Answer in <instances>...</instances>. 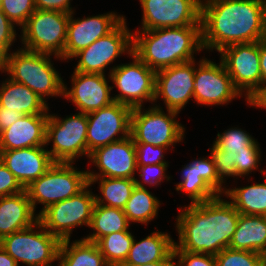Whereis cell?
Here are the masks:
<instances>
[{
  "label": "cell",
  "instance_id": "cell-24",
  "mask_svg": "<svg viewBox=\"0 0 266 266\" xmlns=\"http://www.w3.org/2000/svg\"><path fill=\"white\" fill-rule=\"evenodd\" d=\"M49 114H30L0 133V151L46 146V123Z\"/></svg>",
  "mask_w": 266,
  "mask_h": 266
},
{
  "label": "cell",
  "instance_id": "cell-40",
  "mask_svg": "<svg viewBox=\"0 0 266 266\" xmlns=\"http://www.w3.org/2000/svg\"><path fill=\"white\" fill-rule=\"evenodd\" d=\"M213 158L218 178L225 184L226 178H236V164H231L228 153L217 147L214 143L208 148Z\"/></svg>",
  "mask_w": 266,
  "mask_h": 266
},
{
  "label": "cell",
  "instance_id": "cell-39",
  "mask_svg": "<svg viewBox=\"0 0 266 266\" xmlns=\"http://www.w3.org/2000/svg\"><path fill=\"white\" fill-rule=\"evenodd\" d=\"M137 166L169 164L166 161L165 153L169 150L166 147L154 146L151 144H135Z\"/></svg>",
  "mask_w": 266,
  "mask_h": 266
},
{
  "label": "cell",
  "instance_id": "cell-25",
  "mask_svg": "<svg viewBox=\"0 0 266 266\" xmlns=\"http://www.w3.org/2000/svg\"><path fill=\"white\" fill-rule=\"evenodd\" d=\"M38 221L26 190L0 198V240Z\"/></svg>",
  "mask_w": 266,
  "mask_h": 266
},
{
  "label": "cell",
  "instance_id": "cell-11",
  "mask_svg": "<svg viewBox=\"0 0 266 266\" xmlns=\"http://www.w3.org/2000/svg\"><path fill=\"white\" fill-rule=\"evenodd\" d=\"M133 62L121 63L110 67L108 75L111 85L117 88L119 94L113 100L132 108L143 107L144 102L153 104L155 96V75L156 72L142 62L135 54H130Z\"/></svg>",
  "mask_w": 266,
  "mask_h": 266
},
{
  "label": "cell",
  "instance_id": "cell-15",
  "mask_svg": "<svg viewBox=\"0 0 266 266\" xmlns=\"http://www.w3.org/2000/svg\"><path fill=\"white\" fill-rule=\"evenodd\" d=\"M194 75V102L198 105H228L235 98L243 97L236 89L223 63L200 58Z\"/></svg>",
  "mask_w": 266,
  "mask_h": 266
},
{
  "label": "cell",
  "instance_id": "cell-7",
  "mask_svg": "<svg viewBox=\"0 0 266 266\" xmlns=\"http://www.w3.org/2000/svg\"><path fill=\"white\" fill-rule=\"evenodd\" d=\"M0 245L18 265L21 262L26 266H52L58 261L61 240L38 220L28 228L4 236Z\"/></svg>",
  "mask_w": 266,
  "mask_h": 266
},
{
  "label": "cell",
  "instance_id": "cell-45",
  "mask_svg": "<svg viewBox=\"0 0 266 266\" xmlns=\"http://www.w3.org/2000/svg\"><path fill=\"white\" fill-rule=\"evenodd\" d=\"M261 91L266 88V39L259 42Z\"/></svg>",
  "mask_w": 266,
  "mask_h": 266
},
{
  "label": "cell",
  "instance_id": "cell-8",
  "mask_svg": "<svg viewBox=\"0 0 266 266\" xmlns=\"http://www.w3.org/2000/svg\"><path fill=\"white\" fill-rule=\"evenodd\" d=\"M69 17V13L36 9L20 29L21 48L52 54L62 61Z\"/></svg>",
  "mask_w": 266,
  "mask_h": 266
},
{
  "label": "cell",
  "instance_id": "cell-32",
  "mask_svg": "<svg viewBox=\"0 0 266 266\" xmlns=\"http://www.w3.org/2000/svg\"><path fill=\"white\" fill-rule=\"evenodd\" d=\"M88 180L90 185L99 184L100 193L95 194L96 204L122 210L136 186L135 180L129 178L88 177Z\"/></svg>",
  "mask_w": 266,
  "mask_h": 266
},
{
  "label": "cell",
  "instance_id": "cell-17",
  "mask_svg": "<svg viewBox=\"0 0 266 266\" xmlns=\"http://www.w3.org/2000/svg\"><path fill=\"white\" fill-rule=\"evenodd\" d=\"M196 60L170 66L156 72L155 75V96L163 100L166 110L181 112L185 105L194 99V75Z\"/></svg>",
  "mask_w": 266,
  "mask_h": 266
},
{
  "label": "cell",
  "instance_id": "cell-33",
  "mask_svg": "<svg viewBox=\"0 0 266 266\" xmlns=\"http://www.w3.org/2000/svg\"><path fill=\"white\" fill-rule=\"evenodd\" d=\"M160 205L158 197L149 192L147 187L135 186L123 211L130 224L148 225L154 218H157Z\"/></svg>",
  "mask_w": 266,
  "mask_h": 266
},
{
  "label": "cell",
  "instance_id": "cell-35",
  "mask_svg": "<svg viewBox=\"0 0 266 266\" xmlns=\"http://www.w3.org/2000/svg\"><path fill=\"white\" fill-rule=\"evenodd\" d=\"M0 9L18 29L36 10L34 0H2Z\"/></svg>",
  "mask_w": 266,
  "mask_h": 266
},
{
  "label": "cell",
  "instance_id": "cell-37",
  "mask_svg": "<svg viewBox=\"0 0 266 266\" xmlns=\"http://www.w3.org/2000/svg\"><path fill=\"white\" fill-rule=\"evenodd\" d=\"M168 167V164L137 166L136 171H138L140 178L139 180L137 178L134 179L136 186L145 188V184H148L151 187H157L161 185V182H163V180L169 181L171 179V176L166 175Z\"/></svg>",
  "mask_w": 266,
  "mask_h": 266
},
{
  "label": "cell",
  "instance_id": "cell-38",
  "mask_svg": "<svg viewBox=\"0 0 266 266\" xmlns=\"http://www.w3.org/2000/svg\"><path fill=\"white\" fill-rule=\"evenodd\" d=\"M16 26L0 9V66L11 53V46L17 40Z\"/></svg>",
  "mask_w": 266,
  "mask_h": 266
},
{
  "label": "cell",
  "instance_id": "cell-4",
  "mask_svg": "<svg viewBox=\"0 0 266 266\" xmlns=\"http://www.w3.org/2000/svg\"><path fill=\"white\" fill-rule=\"evenodd\" d=\"M52 54L29 51L23 48L10 53L0 66L10 79L24 84L45 103L51 97L63 98L64 80L54 67Z\"/></svg>",
  "mask_w": 266,
  "mask_h": 266
},
{
  "label": "cell",
  "instance_id": "cell-10",
  "mask_svg": "<svg viewBox=\"0 0 266 266\" xmlns=\"http://www.w3.org/2000/svg\"><path fill=\"white\" fill-rule=\"evenodd\" d=\"M90 183L78 194L46 208L38 220L51 234L62 240L71 239L72 231L83 225L89 228L95 206Z\"/></svg>",
  "mask_w": 266,
  "mask_h": 266
},
{
  "label": "cell",
  "instance_id": "cell-47",
  "mask_svg": "<svg viewBox=\"0 0 266 266\" xmlns=\"http://www.w3.org/2000/svg\"><path fill=\"white\" fill-rule=\"evenodd\" d=\"M266 109V88L263 89L251 102L250 107Z\"/></svg>",
  "mask_w": 266,
  "mask_h": 266
},
{
  "label": "cell",
  "instance_id": "cell-19",
  "mask_svg": "<svg viewBox=\"0 0 266 266\" xmlns=\"http://www.w3.org/2000/svg\"><path fill=\"white\" fill-rule=\"evenodd\" d=\"M96 170H88V177L129 178L135 179L137 156L131 136L96 148L88 158Z\"/></svg>",
  "mask_w": 266,
  "mask_h": 266
},
{
  "label": "cell",
  "instance_id": "cell-28",
  "mask_svg": "<svg viewBox=\"0 0 266 266\" xmlns=\"http://www.w3.org/2000/svg\"><path fill=\"white\" fill-rule=\"evenodd\" d=\"M229 248L266 253V216L239 214Z\"/></svg>",
  "mask_w": 266,
  "mask_h": 266
},
{
  "label": "cell",
  "instance_id": "cell-34",
  "mask_svg": "<svg viewBox=\"0 0 266 266\" xmlns=\"http://www.w3.org/2000/svg\"><path fill=\"white\" fill-rule=\"evenodd\" d=\"M134 235L130 231H120L100 238L96 244L109 266H121L129 253Z\"/></svg>",
  "mask_w": 266,
  "mask_h": 266
},
{
  "label": "cell",
  "instance_id": "cell-36",
  "mask_svg": "<svg viewBox=\"0 0 266 266\" xmlns=\"http://www.w3.org/2000/svg\"><path fill=\"white\" fill-rule=\"evenodd\" d=\"M216 266H257L263 254L246 250L225 248L215 255Z\"/></svg>",
  "mask_w": 266,
  "mask_h": 266
},
{
  "label": "cell",
  "instance_id": "cell-3",
  "mask_svg": "<svg viewBox=\"0 0 266 266\" xmlns=\"http://www.w3.org/2000/svg\"><path fill=\"white\" fill-rule=\"evenodd\" d=\"M203 50L201 26L133 32V54L155 72L192 61Z\"/></svg>",
  "mask_w": 266,
  "mask_h": 266
},
{
  "label": "cell",
  "instance_id": "cell-23",
  "mask_svg": "<svg viewBox=\"0 0 266 266\" xmlns=\"http://www.w3.org/2000/svg\"><path fill=\"white\" fill-rule=\"evenodd\" d=\"M47 148L38 146L0 151V160L26 189L55 163Z\"/></svg>",
  "mask_w": 266,
  "mask_h": 266
},
{
  "label": "cell",
  "instance_id": "cell-42",
  "mask_svg": "<svg viewBox=\"0 0 266 266\" xmlns=\"http://www.w3.org/2000/svg\"><path fill=\"white\" fill-rule=\"evenodd\" d=\"M25 189L0 160V198L21 193Z\"/></svg>",
  "mask_w": 266,
  "mask_h": 266
},
{
  "label": "cell",
  "instance_id": "cell-27",
  "mask_svg": "<svg viewBox=\"0 0 266 266\" xmlns=\"http://www.w3.org/2000/svg\"><path fill=\"white\" fill-rule=\"evenodd\" d=\"M175 246V240L167 232H151L139 241L134 240L122 265H142L166 259Z\"/></svg>",
  "mask_w": 266,
  "mask_h": 266
},
{
  "label": "cell",
  "instance_id": "cell-46",
  "mask_svg": "<svg viewBox=\"0 0 266 266\" xmlns=\"http://www.w3.org/2000/svg\"><path fill=\"white\" fill-rule=\"evenodd\" d=\"M121 266H177L176 257L174 252H172L166 259L160 260L158 262L146 263L142 265H121Z\"/></svg>",
  "mask_w": 266,
  "mask_h": 266
},
{
  "label": "cell",
  "instance_id": "cell-16",
  "mask_svg": "<svg viewBox=\"0 0 266 266\" xmlns=\"http://www.w3.org/2000/svg\"><path fill=\"white\" fill-rule=\"evenodd\" d=\"M142 23L138 30L201 26V0H139Z\"/></svg>",
  "mask_w": 266,
  "mask_h": 266
},
{
  "label": "cell",
  "instance_id": "cell-1",
  "mask_svg": "<svg viewBox=\"0 0 266 266\" xmlns=\"http://www.w3.org/2000/svg\"><path fill=\"white\" fill-rule=\"evenodd\" d=\"M203 49L266 39V0H201Z\"/></svg>",
  "mask_w": 266,
  "mask_h": 266
},
{
  "label": "cell",
  "instance_id": "cell-13",
  "mask_svg": "<svg viewBox=\"0 0 266 266\" xmlns=\"http://www.w3.org/2000/svg\"><path fill=\"white\" fill-rule=\"evenodd\" d=\"M124 18L111 32L94 41L90 46L80 50L71 60L79 59L74 71L80 73L104 74L108 65L117 57L133 53V31Z\"/></svg>",
  "mask_w": 266,
  "mask_h": 266
},
{
  "label": "cell",
  "instance_id": "cell-6",
  "mask_svg": "<svg viewBox=\"0 0 266 266\" xmlns=\"http://www.w3.org/2000/svg\"><path fill=\"white\" fill-rule=\"evenodd\" d=\"M135 107L131 114L130 136L134 144H151L166 148L175 147L185 138V126L176 120L178 112H164L160 104L144 109Z\"/></svg>",
  "mask_w": 266,
  "mask_h": 266
},
{
  "label": "cell",
  "instance_id": "cell-26",
  "mask_svg": "<svg viewBox=\"0 0 266 266\" xmlns=\"http://www.w3.org/2000/svg\"><path fill=\"white\" fill-rule=\"evenodd\" d=\"M0 83V106L25 115L49 114V105L34 91L7 77Z\"/></svg>",
  "mask_w": 266,
  "mask_h": 266
},
{
  "label": "cell",
  "instance_id": "cell-14",
  "mask_svg": "<svg viewBox=\"0 0 266 266\" xmlns=\"http://www.w3.org/2000/svg\"><path fill=\"white\" fill-rule=\"evenodd\" d=\"M132 110L128 105L114 101L87 114V159L96 148L130 136Z\"/></svg>",
  "mask_w": 266,
  "mask_h": 266
},
{
  "label": "cell",
  "instance_id": "cell-22",
  "mask_svg": "<svg viewBox=\"0 0 266 266\" xmlns=\"http://www.w3.org/2000/svg\"><path fill=\"white\" fill-rule=\"evenodd\" d=\"M216 137L213 143L228 153L231 164H236V179L259 171L262 156L260 144L249 132L231 127L223 133L218 132Z\"/></svg>",
  "mask_w": 266,
  "mask_h": 266
},
{
  "label": "cell",
  "instance_id": "cell-43",
  "mask_svg": "<svg viewBox=\"0 0 266 266\" xmlns=\"http://www.w3.org/2000/svg\"><path fill=\"white\" fill-rule=\"evenodd\" d=\"M72 0H34L35 8L37 10H54L64 13H72L75 11L71 7Z\"/></svg>",
  "mask_w": 266,
  "mask_h": 266
},
{
  "label": "cell",
  "instance_id": "cell-20",
  "mask_svg": "<svg viewBox=\"0 0 266 266\" xmlns=\"http://www.w3.org/2000/svg\"><path fill=\"white\" fill-rule=\"evenodd\" d=\"M71 87L64 82L63 98L75 104L79 113H91L114 102L110 76L73 71Z\"/></svg>",
  "mask_w": 266,
  "mask_h": 266
},
{
  "label": "cell",
  "instance_id": "cell-9",
  "mask_svg": "<svg viewBox=\"0 0 266 266\" xmlns=\"http://www.w3.org/2000/svg\"><path fill=\"white\" fill-rule=\"evenodd\" d=\"M87 114L75 113L65 118L51 114L46 123V146L54 162L75 163L79 157L87 158ZM52 141V142H51ZM75 161V162H74Z\"/></svg>",
  "mask_w": 266,
  "mask_h": 266
},
{
  "label": "cell",
  "instance_id": "cell-48",
  "mask_svg": "<svg viewBox=\"0 0 266 266\" xmlns=\"http://www.w3.org/2000/svg\"><path fill=\"white\" fill-rule=\"evenodd\" d=\"M0 266H19L12 256H10L0 245Z\"/></svg>",
  "mask_w": 266,
  "mask_h": 266
},
{
  "label": "cell",
  "instance_id": "cell-49",
  "mask_svg": "<svg viewBox=\"0 0 266 266\" xmlns=\"http://www.w3.org/2000/svg\"><path fill=\"white\" fill-rule=\"evenodd\" d=\"M257 266H266V257L265 256L257 263Z\"/></svg>",
  "mask_w": 266,
  "mask_h": 266
},
{
  "label": "cell",
  "instance_id": "cell-44",
  "mask_svg": "<svg viewBox=\"0 0 266 266\" xmlns=\"http://www.w3.org/2000/svg\"><path fill=\"white\" fill-rule=\"evenodd\" d=\"M23 115L18 111L6 110L0 106V133L19 120Z\"/></svg>",
  "mask_w": 266,
  "mask_h": 266
},
{
  "label": "cell",
  "instance_id": "cell-31",
  "mask_svg": "<svg viewBox=\"0 0 266 266\" xmlns=\"http://www.w3.org/2000/svg\"><path fill=\"white\" fill-rule=\"evenodd\" d=\"M130 223L122 209L98 205L95 203L90 229L93 233L83 238L90 242H97L100 238L115 232L129 231Z\"/></svg>",
  "mask_w": 266,
  "mask_h": 266
},
{
  "label": "cell",
  "instance_id": "cell-21",
  "mask_svg": "<svg viewBox=\"0 0 266 266\" xmlns=\"http://www.w3.org/2000/svg\"><path fill=\"white\" fill-rule=\"evenodd\" d=\"M74 14L73 11L69 17L64 53L60 56L63 61L71 60L76 53L107 35L125 18L113 11L77 19Z\"/></svg>",
  "mask_w": 266,
  "mask_h": 266
},
{
  "label": "cell",
  "instance_id": "cell-29",
  "mask_svg": "<svg viewBox=\"0 0 266 266\" xmlns=\"http://www.w3.org/2000/svg\"><path fill=\"white\" fill-rule=\"evenodd\" d=\"M266 180V172L260 169ZM225 196L235 209L244 215L266 216V182L226 188Z\"/></svg>",
  "mask_w": 266,
  "mask_h": 266
},
{
  "label": "cell",
  "instance_id": "cell-12",
  "mask_svg": "<svg viewBox=\"0 0 266 266\" xmlns=\"http://www.w3.org/2000/svg\"><path fill=\"white\" fill-rule=\"evenodd\" d=\"M221 62L246 104L261 92L259 42L236 43L219 51Z\"/></svg>",
  "mask_w": 266,
  "mask_h": 266
},
{
  "label": "cell",
  "instance_id": "cell-18",
  "mask_svg": "<svg viewBox=\"0 0 266 266\" xmlns=\"http://www.w3.org/2000/svg\"><path fill=\"white\" fill-rule=\"evenodd\" d=\"M181 175V181L176 184L175 190L187 194L190 204L209 201L226 191L227 186L218 178L211 155L191 160L183 166Z\"/></svg>",
  "mask_w": 266,
  "mask_h": 266
},
{
  "label": "cell",
  "instance_id": "cell-2",
  "mask_svg": "<svg viewBox=\"0 0 266 266\" xmlns=\"http://www.w3.org/2000/svg\"><path fill=\"white\" fill-rule=\"evenodd\" d=\"M221 197L179 207L173 250L217 255L229 247L240 213Z\"/></svg>",
  "mask_w": 266,
  "mask_h": 266
},
{
  "label": "cell",
  "instance_id": "cell-5",
  "mask_svg": "<svg viewBox=\"0 0 266 266\" xmlns=\"http://www.w3.org/2000/svg\"><path fill=\"white\" fill-rule=\"evenodd\" d=\"M88 184L87 170H78L74 163L55 162L25 190L35 212L37 204H43L39 216L49 206L78 194Z\"/></svg>",
  "mask_w": 266,
  "mask_h": 266
},
{
  "label": "cell",
  "instance_id": "cell-41",
  "mask_svg": "<svg viewBox=\"0 0 266 266\" xmlns=\"http://www.w3.org/2000/svg\"><path fill=\"white\" fill-rule=\"evenodd\" d=\"M177 266H216V257L212 254L193 253L173 250Z\"/></svg>",
  "mask_w": 266,
  "mask_h": 266
},
{
  "label": "cell",
  "instance_id": "cell-30",
  "mask_svg": "<svg viewBox=\"0 0 266 266\" xmlns=\"http://www.w3.org/2000/svg\"><path fill=\"white\" fill-rule=\"evenodd\" d=\"M70 242L61 241L57 266H109L95 242L84 238Z\"/></svg>",
  "mask_w": 266,
  "mask_h": 266
}]
</instances>
